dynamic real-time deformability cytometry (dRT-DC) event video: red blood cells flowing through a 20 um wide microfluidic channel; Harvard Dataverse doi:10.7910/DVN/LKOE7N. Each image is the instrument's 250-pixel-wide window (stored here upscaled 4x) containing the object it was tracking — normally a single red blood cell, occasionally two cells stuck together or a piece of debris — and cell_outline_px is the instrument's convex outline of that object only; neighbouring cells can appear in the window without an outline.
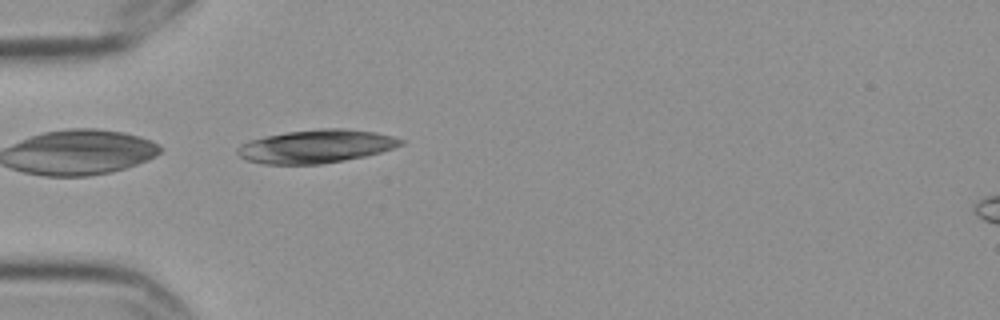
{"species": "Egyptian fruit bat (a non-hibernating species)", "species_latin": "Rousettus aegyptiacus", "temperature_condition": "cold", "stored_images_in_passage": 1, "camera_frame_rate_fps": 3000, "um_per_image_px": 0.085, "frame": {"image": 1, "passage_image": 1, "time_ms": 0.0, "image_size_px": [1000, 320], "cell_outline_px": [[404, 144], [380, 152], [364, 156], [344, 160], [320, 164], [264, 164], [248, 160], [240, 156], [236, 152], [236, 148], [240, 144], [252, 140], [268, 136], [288, 132], [320, 128], [344, 128], [376, 132], [392, 136], [404, 140]], "centroid_in_image_um": [26.88, 12.43], "position_along_channel_um": 58.1, "area_um2": 31.44}}